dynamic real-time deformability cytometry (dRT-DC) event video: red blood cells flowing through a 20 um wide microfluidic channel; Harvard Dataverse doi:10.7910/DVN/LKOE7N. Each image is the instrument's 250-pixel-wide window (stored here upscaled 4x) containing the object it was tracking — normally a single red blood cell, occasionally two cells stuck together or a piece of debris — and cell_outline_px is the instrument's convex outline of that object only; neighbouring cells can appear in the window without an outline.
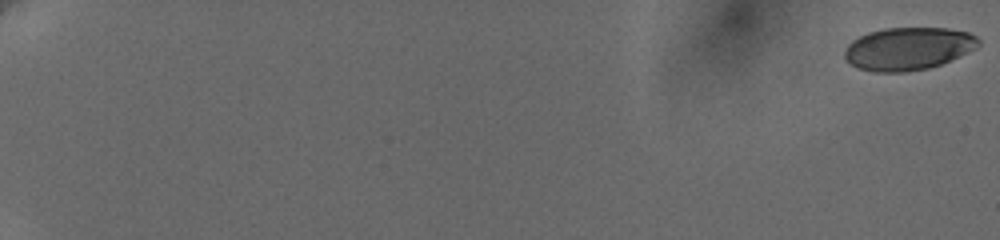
{"species": "human", "species_latin": "Homo sapiens", "temperature_condition": "cold", "stored_images_in_passage": 28, "camera_frame_rate_fps": 3000, "um_per_image_px": 0.085, "donor": {"sex": "female"}, "frame": {"image": 1, "passage_image": 1, "time_ms": 0.0, "image_size_px": [1000, 240], "cell_outline_px": [[980, 44], [976, 48], [960, 56], [940, 64], [928, 68], [904, 72], [876, 72], [856, 68], [848, 64], [844, 56], [844, 52], [848, 44], [852, 40], [868, 32], [884, 28], [948, 28], [968, 32], [976, 36], [980, 40]], "centroid_in_image_um": [77.17, 4.14], "position_along_channel_um": 7.8, "area_um2": 33.52}}
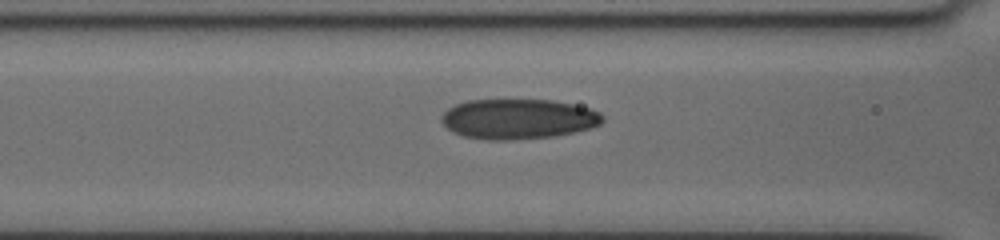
{"frame": {"image": 2, "passage_image": 21, "time_ms": 9.667, "image_size_px": [1000, 240], "cell_outline_px": [[604, 120], [600, 124], [592, 128], [556, 136], [512, 140], [488, 140], [464, 136], [452, 132], [440, 120], [440, 116], [448, 108], [456, 104], [468, 100], [552, 100], [592, 108], [600, 112], [604, 116]], "centroid_in_image_um": [44.07, 10.11], "position_along_channel_um": 122.5, "area_um2": 37.92}}
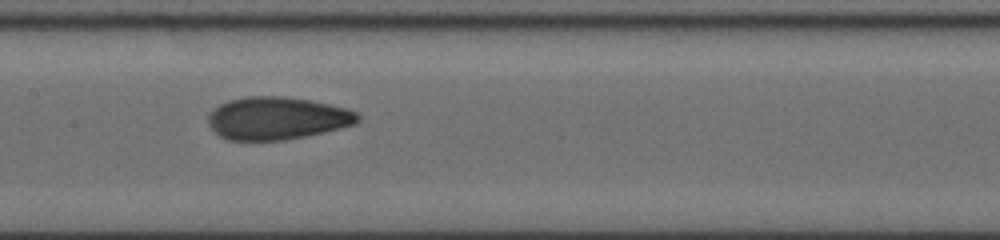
{"frame": {"image": 3, "passage_image": 27, "time_ms": 11.333, "image_size_px": [1000, 240], "cell_outline_px": [[360, 120], [356, 124], [324, 132], [284, 140], [228, 140], [220, 136], [208, 124], [208, 116], [220, 104], [228, 100], [248, 96], [284, 96], [312, 100], [348, 108], [356, 112], [360, 116]], "centroid_in_image_um": [23.59, 10.04], "position_along_channel_um": 183.8, "area_um2": 37.22}}